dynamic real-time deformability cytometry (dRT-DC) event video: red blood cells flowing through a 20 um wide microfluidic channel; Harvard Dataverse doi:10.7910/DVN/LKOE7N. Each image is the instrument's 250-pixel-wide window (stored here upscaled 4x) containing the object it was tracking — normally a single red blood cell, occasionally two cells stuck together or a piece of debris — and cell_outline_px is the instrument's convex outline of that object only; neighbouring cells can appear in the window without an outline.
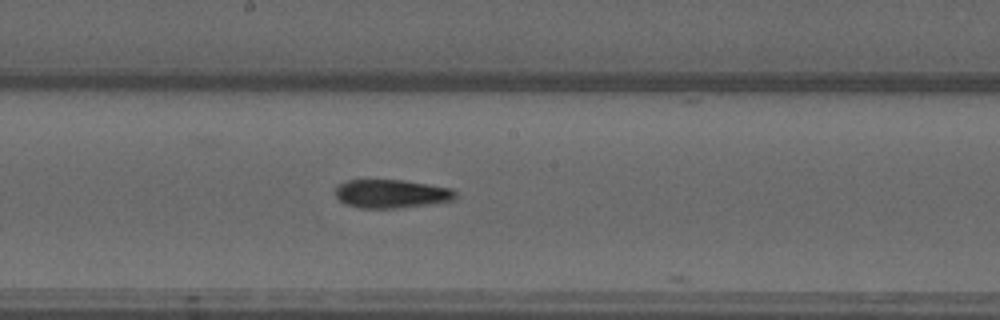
{"species": "common noctule bat (a hibernating species)", "species_latin": "Nyctalus noctula", "temperature_condition": "warm", "stored_images_in_passage": 29, "camera_frame_rate_fps": 3000, "um_per_image_px": 0.085, "animal": {"sex": "male", "forearm_length_mm": 52.5}, "frame": {"image": 1, "passage_image": 28, "time_ms": 9.0, "image_size_px": [1000, 320], "cell_outline_px": [[456, 196], [452, 200], [428, 204], [396, 208], [356, 208], [344, 204], [336, 196], [336, 188], [340, 184], [348, 180], [404, 180], [452, 188], [456, 192]], "centroid_in_image_um": [33.25, 16.47], "position_along_channel_um": 214.9, "area_um2": 19.88}}